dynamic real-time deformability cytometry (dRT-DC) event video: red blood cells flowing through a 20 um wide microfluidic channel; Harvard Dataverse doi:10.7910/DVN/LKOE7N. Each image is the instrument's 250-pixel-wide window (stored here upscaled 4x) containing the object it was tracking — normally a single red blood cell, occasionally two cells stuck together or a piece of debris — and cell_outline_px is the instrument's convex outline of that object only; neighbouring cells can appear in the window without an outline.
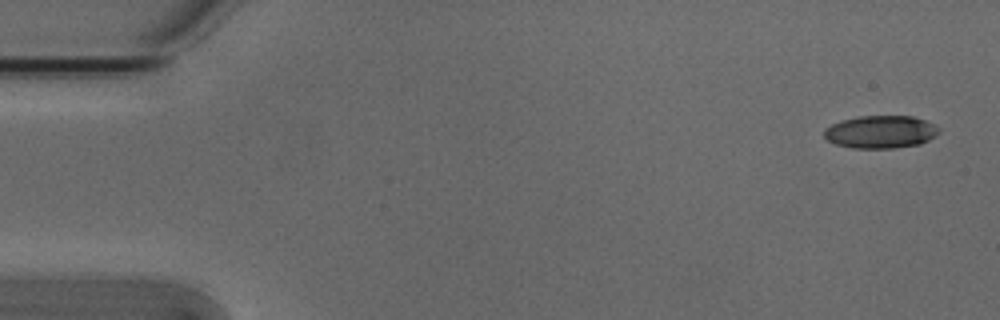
{"species": "Egyptian fruit bat (a non-hibernating species)", "species_latin": "Rousettus aegyptiacus", "temperature_condition": "cold", "stored_images_in_passage": 4, "camera_frame_rate_fps": 3000, "um_per_image_px": 0.085, "animal": {"sex": "male"}, "frame": {"image": 1, "passage_image": 1, "time_ms": 0.0, "image_size_px": [1000, 320], "cell_outline_px": [[940, 132], [936, 136], [920, 144], [892, 148], [852, 148], [836, 144], [828, 140], [824, 136], [824, 128], [840, 120], [860, 116], [912, 116], [924, 120], [940, 128]], "centroid_in_image_um": [74.85, 11.21], "position_along_channel_um": 10.2, "area_um2": 21.91}}
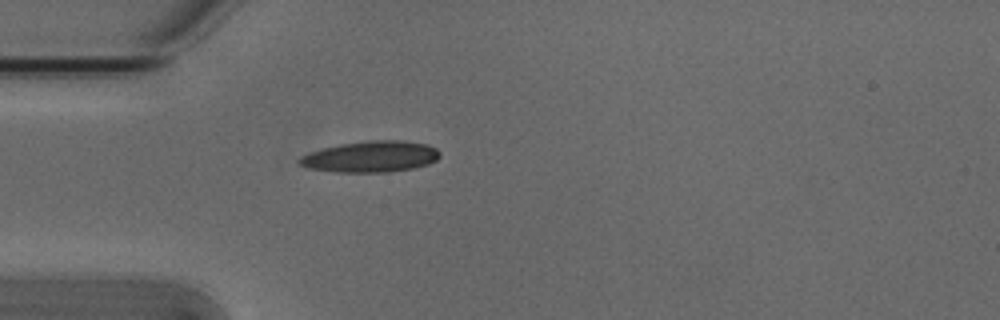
{"frame": {"image": 2, "passage_image": 4, "time_ms": 1.0, "image_size_px": [1000, 320], "cell_outline_px": [[440, 156], [436, 160], [428, 164], [412, 168], [388, 172], [336, 172], [308, 168], [300, 164], [296, 160], [300, 156], [308, 152], [340, 144], [368, 140], [404, 140], [428, 144], [436, 148], [440, 152]], "centroid_in_image_um": [31.51, 13.3], "position_along_channel_um": 53.5, "area_um2": 25.66}}